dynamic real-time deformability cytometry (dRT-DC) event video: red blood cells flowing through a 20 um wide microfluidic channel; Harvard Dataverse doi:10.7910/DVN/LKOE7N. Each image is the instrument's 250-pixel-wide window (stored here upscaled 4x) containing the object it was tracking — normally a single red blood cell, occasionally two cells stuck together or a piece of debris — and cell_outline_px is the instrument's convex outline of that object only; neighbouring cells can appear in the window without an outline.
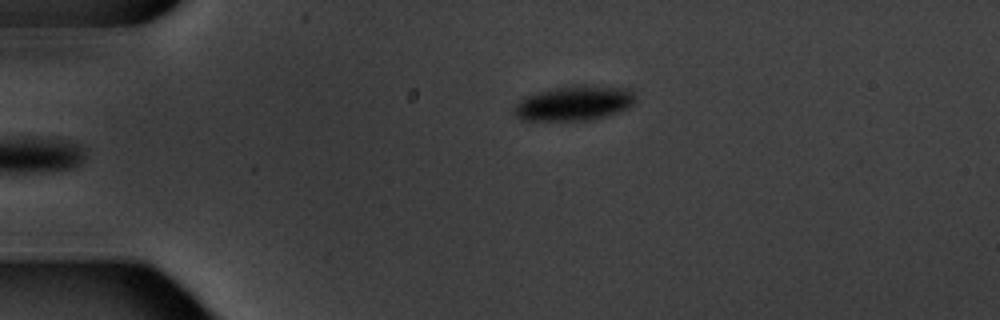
{"species": "common noctule bat (a hibernating species)", "species_latin": "Nyctalus noctula", "temperature_condition": "warm", "stored_images_in_passage": 4, "camera_frame_rate_fps": 3000, "um_per_image_px": 0.085, "animal": {"sex": "male", "body_mass_g": 20.1, "forearm_length_mm": 53.5}, "frame": {"image": 1, "passage_image": 4, "time_ms": 4.333, "image_size_px": [1000, 320], "cell_outline_px": [[636, 100], [628, 108], [620, 112], [588, 120], [520, 120], [516, 116], [512, 108], [520, 100], [528, 96], [540, 92], [556, 88], [632, 88], [636, 96]], "centroid_in_image_um": [48.81, 8.82], "position_along_channel_um": 36.2, "area_um2": 23.58}}